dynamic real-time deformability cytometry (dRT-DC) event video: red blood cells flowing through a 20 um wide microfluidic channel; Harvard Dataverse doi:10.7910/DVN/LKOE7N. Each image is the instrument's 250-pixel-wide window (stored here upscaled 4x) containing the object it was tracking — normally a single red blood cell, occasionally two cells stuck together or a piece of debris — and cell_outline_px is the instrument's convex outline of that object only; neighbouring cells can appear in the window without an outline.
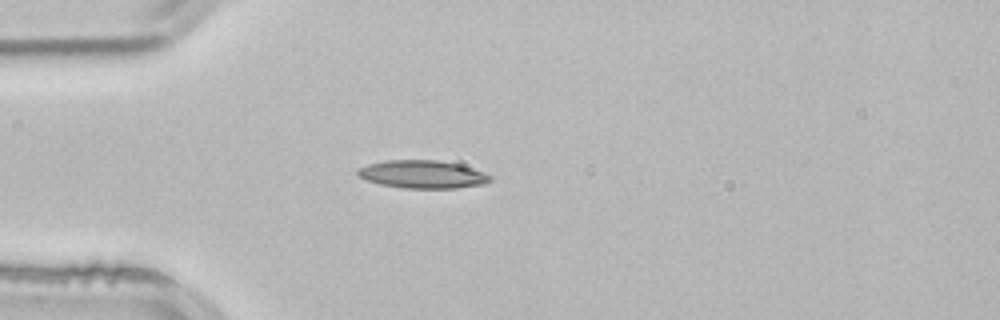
{"species": "common noctule bat (a hibernating species)", "species_latin": "Nyctalus noctula", "temperature_condition": "room temperature", "stored_images_in_passage": 2, "camera_frame_rate_fps": 3000, "um_per_image_px": 0.085, "animal": {"sex": "male", "body_mass_g": 21.5, "forearm_length_mm": 52.0}, "frame": {"image": 1, "passage_image": 2, "time_ms": 0.333, "image_size_px": [1000, 320], "cell_outline_px": [[492, 180], [484, 184], [456, 188], [404, 188], [380, 184], [356, 176], [356, 172], [360, 168], [368, 164], [384, 160], [436, 160], [460, 164], [484, 172], [492, 176]], "centroid_in_image_um": [35.93, 14.81], "position_along_channel_um": 49.1, "area_um2": 21.62}}